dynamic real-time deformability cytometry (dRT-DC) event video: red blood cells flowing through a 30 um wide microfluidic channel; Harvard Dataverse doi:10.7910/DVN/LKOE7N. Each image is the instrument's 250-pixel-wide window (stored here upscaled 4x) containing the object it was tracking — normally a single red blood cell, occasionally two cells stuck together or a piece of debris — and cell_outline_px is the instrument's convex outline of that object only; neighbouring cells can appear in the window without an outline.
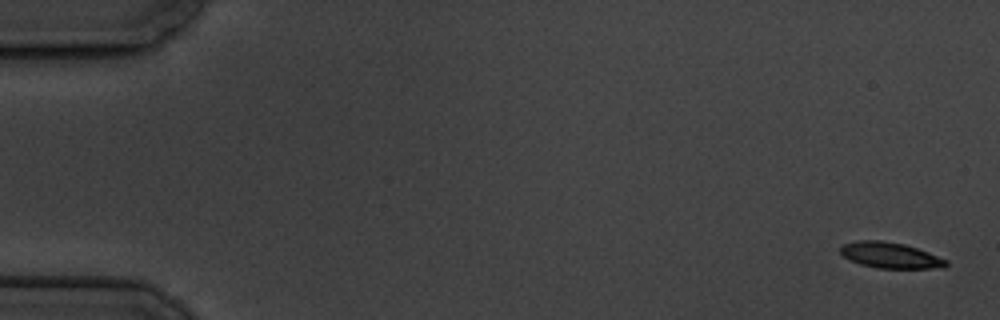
{"species": "common noctule bat (a hibernating species)", "species_latin": "Nyctalus noctula", "temperature_condition": "cold", "stored_images_in_passage": 5, "camera_frame_rate_fps": 3000, "um_per_image_px": 0.085, "animal": {"sex": "male", "body_mass_g": 19.5, "forearm_length_mm": 54.6}, "frame": {"image": 1, "passage_image": 1, "time_ms": 0.0, "image_size_px": [1000, 320], "cell_outline_px": [[948, 264], [944, 268], [876, 268], [860, 264], [848, 260], [840, 252], [840, 248], [844, 244], [856, 240], [880, 240], [904, 244], [928, 252], [948, 260]], "centroid_in_image_um": [75.67, 21.7], "position_along_channel_um": 9.3, "area_um2": 15.95}}
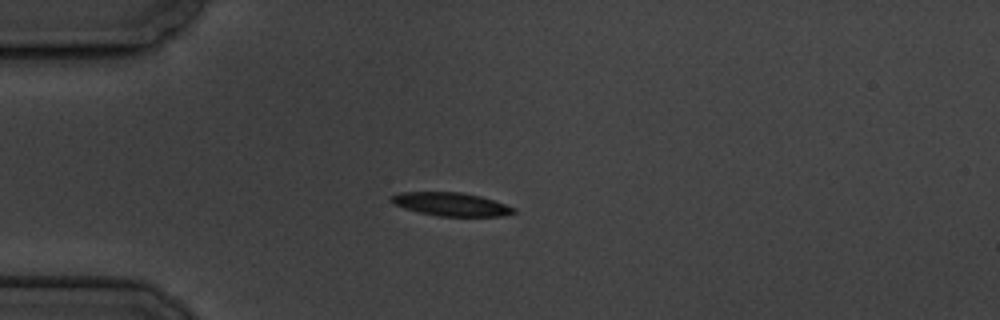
{"frame": {"image": 2, "passage_image": 5, "time_ms": 4.667, "image_size_px": [1000, 320], "cell_outline_px": [[516, 212], [504, 216], [440, 216], [420, 212], [404, 208], [388, 200], [388, 196], [400, 192], [460, 192], [480, 196], [516, 208]], "centroid_in_image_um": [38.31, 17.35], "position_along_channel_um": 46.7, "area_um2": 16.59}}